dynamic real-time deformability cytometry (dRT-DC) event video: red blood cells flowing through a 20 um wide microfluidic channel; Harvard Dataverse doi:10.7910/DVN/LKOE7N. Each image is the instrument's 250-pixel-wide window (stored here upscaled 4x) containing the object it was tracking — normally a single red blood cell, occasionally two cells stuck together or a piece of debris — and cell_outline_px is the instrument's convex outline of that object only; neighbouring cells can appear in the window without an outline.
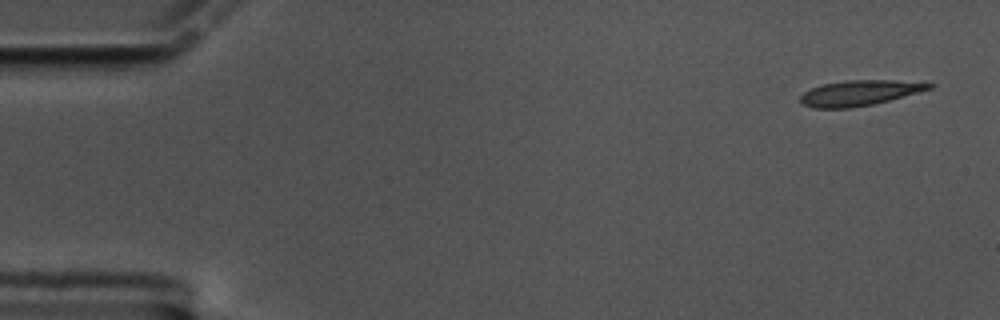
{"species": "common noctule bat (a hibernating species)", "species_latin": "Nyctalus noctula", "temperature_condition": "cold", "stored_images_in_passage": 58, "camera_frame_rate_fps": 3000, "um_per_image_px": 0.085, "animal": {"sex": "male", "body_mass_g": 17.5, "forearm_length_mm": 52.3}, "frame": {"image": 1, "passage_image": 1, "time_ms": 0.0, "image_size_px": [1000, 320], "cell_outline_px": [[936, 84], [932, 88], [888, 100], [872, 104], [848, 108], [812, 108], [804, 104], [800, 100], [800, 96], [804, 92], [812, 88], [824, 84], [848, 80], [892, 80]], "centroid_in_image_um": [73.02, 7.9], "position_along_channel_um": 12.0, "area_um2": 18.61}}
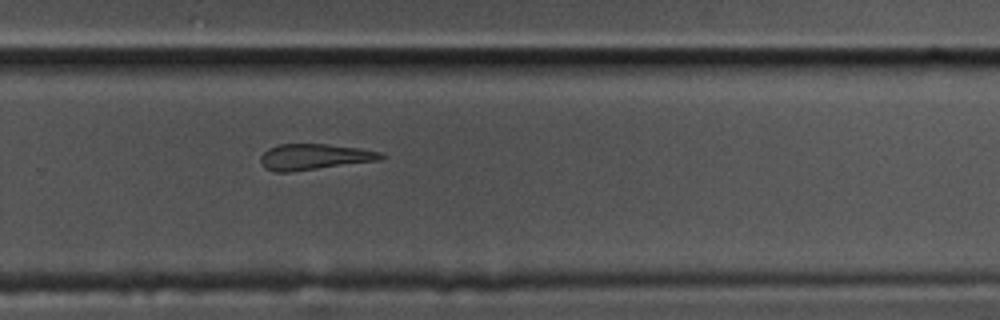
{"frame": {"image": 2, "passage_image": 38, "time_ms": 12.333, "image_size_px": [1000, 320], "cell_outline_px": [[384, 156], [380, 160], [288, 172], [276, 172], [264, 168], [260, 160], [260, 156], [268, 148], [280, 144], [324, 144], [360, 148], [384, 152]], "centroid_in_image_um": [26.71, 13.32], "position_along_channel_um": 303.1, "area_um2": 18.09}}
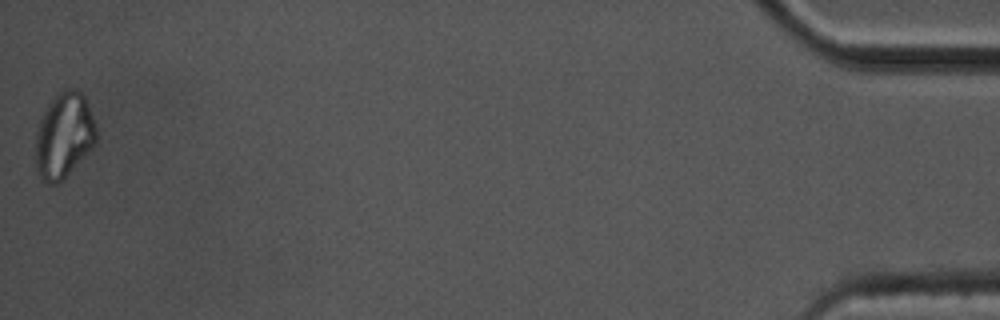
{"frame": {"image": 3, "passage_image": 58, "time_ms": 19.0, "image_size_px": [1000, 320], "cell_outline_px": [[96, 144], [56, 184], [48, 184], [40, 180], [36, 172], [36, 132], [40, 120], [48, 104], [56, 92], [64, 88], [72, 88], [80, 92], [84, 96], [88, 104], [96, 128]], "centroid_in_image_um": [5.41, 11.49], "position_along_channel_um": 429.8, "area_um2": 30.06}}